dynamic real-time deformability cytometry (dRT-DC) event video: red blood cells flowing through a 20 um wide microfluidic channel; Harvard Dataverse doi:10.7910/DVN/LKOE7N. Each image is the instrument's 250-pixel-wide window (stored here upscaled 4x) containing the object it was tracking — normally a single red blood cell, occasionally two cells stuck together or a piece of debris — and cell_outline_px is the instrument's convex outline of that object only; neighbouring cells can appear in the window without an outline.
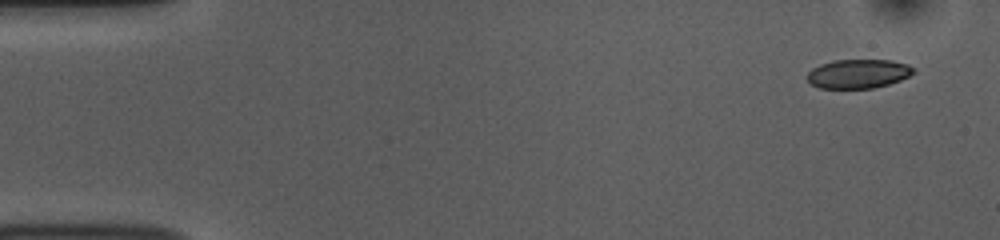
{"species": "common noctule bat (a hibernating species)", "species_latin": "Nyctalus noctula", "temperature_condition": "room temperature", "stored_images_in_passage": 51, "camera_frame_rate_fps": 3000, "um_per_image_px": 0.085, "animal": {"sex": "female", "body_mass_g": 10.0, "forearm_length_mm": 53.1}, "frame": {"image": 1, "passage_image": 1, "time_ms": 0.0, "image_size_px": [1000, 240], "cell_outline_px": [[916, 72], [900, 80], [888, 84], [872, 88], [820, 88], [812, 84], [804, 76], [812, 68], [820, 64], [832, 60], [892, 60], [908, 64]], "centroid_in_image_um": [72.92, 6.26], "position_along_channel_um": 12.1, "area_um2": 18.03}}
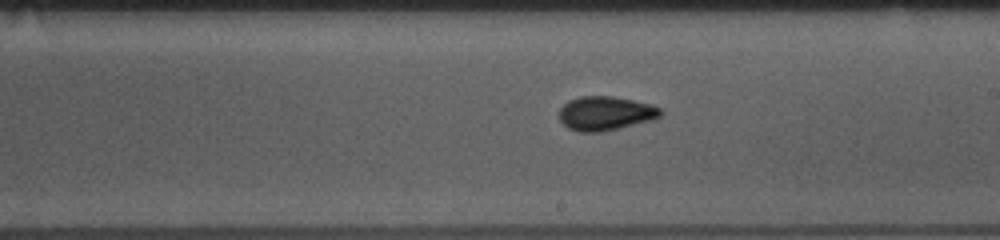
{"frame": {"image": 2, "passage_image": 28, "time_ms": 9.0, "image_size_px": [1000, 240], "cell_outline_px": [[664, 112], [660, 116], [652, 120], [600, 132], [580, 132], [568, 128], [560, 120], [560, 108], [568, 100], [580, 96], [612, 96], [652, 104], [660, 108]], "centroid_in_image_um": [51.47, 9.62], "position_along_channel_um": 237.5, "area_um2": 20.06}}
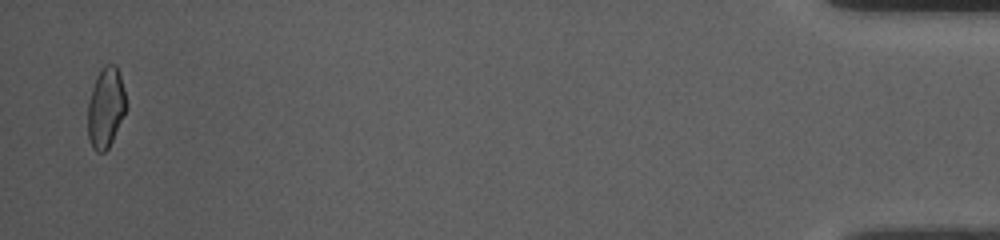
{"frame": {"image": 3, "passage_image": 50, "time_ms": 16.333, "image_size_px": [1000, 240], "cell_outline_px": [[128, 104], [112, 140], [108, 148], [104, 152], [96, 152], [92, 148], [88, 136], [88, 104], [92, 88], [96, 76], [104, 64], [116, 64], [120, 72]], "centroid_in_image_um": [9.0, 9.11], "position_along_channel_um": 426.2, "area_um2": 18.03}, "authors_computed_cell_mechanics": {"area_um2": 19.0162, "velocity_mm_per_s": 3.7606, "shape_relaxation_time_tau1_ms": 4.6071, "shape_relaxation_time_tau2_ms": 1.7441, "deformation_change_tau1": 0.1212, "deformation_change_tau2": 0.0604}}